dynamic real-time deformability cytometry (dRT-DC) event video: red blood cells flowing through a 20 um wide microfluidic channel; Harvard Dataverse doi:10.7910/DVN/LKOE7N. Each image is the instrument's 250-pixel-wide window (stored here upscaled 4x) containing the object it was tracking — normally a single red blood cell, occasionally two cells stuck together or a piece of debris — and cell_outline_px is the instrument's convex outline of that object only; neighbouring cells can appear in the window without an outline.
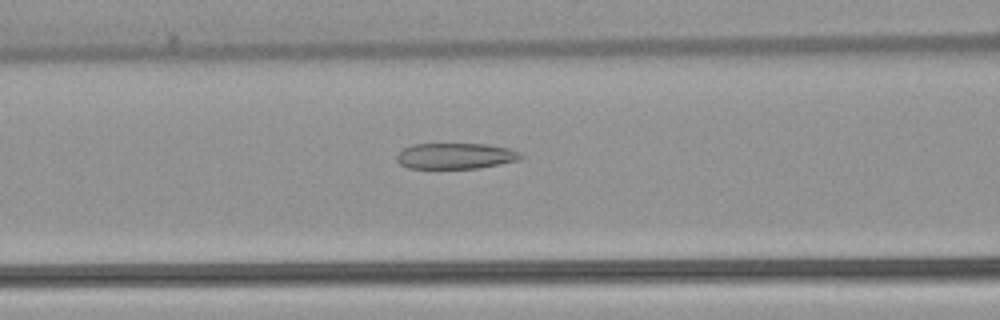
{"species": "common noctule bat (a hibernating species)", "species_latin": "Nyctalus noctula", "temperature_condition": "warm", "stored_images_in_passage": 53, "camera_frame_rate_fps": 3000, "um_per_image_px": 0.085, "animal": {"sex": "female", "body_mass_g": 22.7, "forearm_length_mm": 54.2}, "frame": {"image": 1, "passage_image": 22, "time_ms": 7.0, "image_size_px": [1000, 320], "cell_outline_px": [[524, 156], [520, 160], [500, 164], [476, 168], [408, 168], [400, 164], [396, 160], [396, 156], [404, 148], [412, 144], [488, 144], [508, 148], [520, 152]], "centroid_in_image_um": [38.74, 13.25], "position_along_channel_um": 127.9, "area_um2": 18.73}}
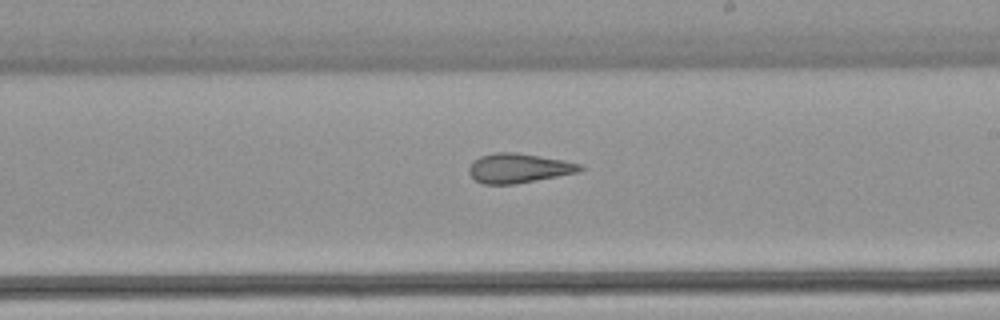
{"frame": {"image": 2, "passage_image": 31, "time_ms": 10.0, "image_size_px": [1000, 320], "cell_outline_px": [[584, 168], [580, 172], [512, 184], [484, 184], [476, 180], [468, 172], [468, 168], [472, 160], [480, 156], [496, 152], [516, 152], [564, 160], [580, 164]], "centroid_in_image_um": [44.06, 14.28], "position_along_channel_um": 244.9, "area_um2": 19.02}}
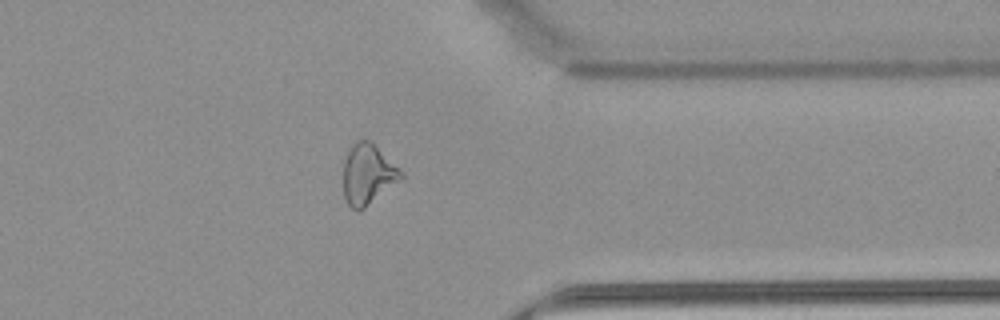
{"frame": {"image": 3, "passage_image": 42, "time_ms": 13.667, "image_size_px": [1000, 320], "cell_outline_px": [[404, 176], [364, 208], [356, 212], [348, 204], [344, 196], [344, 160], [352, 144], [356, 140], [372, 140], [404, 172]], "centroid_in_image_um": [31.27, 14.78], "position_along_channel_um": 380.1, "area_um2": 20.29}, "authors_computed_cell_mechanics": {"area_um2": 21.964, "velocity_mm_per_s": 3.9106, "shape_relaxation_time_tau1_ms": null, "shape_relaxation_time_tau2_ms": 3.0193, "deformation_change_tau1": null, "deformation_change_tau2": 0.1304}}